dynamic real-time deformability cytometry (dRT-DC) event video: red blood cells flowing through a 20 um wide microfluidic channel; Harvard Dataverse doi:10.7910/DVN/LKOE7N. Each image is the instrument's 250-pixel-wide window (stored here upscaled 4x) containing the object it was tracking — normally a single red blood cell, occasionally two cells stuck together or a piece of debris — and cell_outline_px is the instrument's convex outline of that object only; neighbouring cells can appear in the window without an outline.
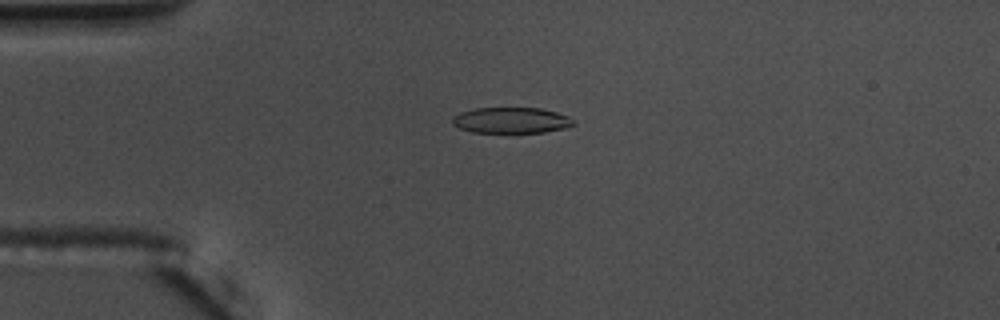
{"species": "common noctule bat (a hibernating species)", "species_latin": "Nyctalus noctula", "temperature_condition": "warm", "stored_images_in_passage": 50, "camera_frame_rate_fps": 3000, "um_per_image_px": 0.085, "animal": {"sex": "male", "body_mass_g": 17.5, "forearm_length_mm": 52.3}, "frame": {"image": 1, "passage_image": 8, "time_ms": 2.333, "image_size_px": [1000, 320], "cell_outline_px": [[576, 124], [568, 128], [544, 132], [472, 132], [460, 128], [452, 124], [452, 116], [460, 112], [472, 108], [540, 108], [556, 112], [568, 116], [576, 120]], "centroid_in_image_um": [43.48, 10.22], "position_along_channel_um": 41.5, "area_um2": 18.44}, "authors_computed_cell_mechanics": {"area_um2": 19.652, "velocity_mm_per_s": 3.678, "shape_relaxation_time_tau1_ms": 5.4809, "shape_relaxation_time_tau2_ms": 2.1767, "deformation_change_tau1": 0.2087, "deformation_change_tau2": 0.1052}}